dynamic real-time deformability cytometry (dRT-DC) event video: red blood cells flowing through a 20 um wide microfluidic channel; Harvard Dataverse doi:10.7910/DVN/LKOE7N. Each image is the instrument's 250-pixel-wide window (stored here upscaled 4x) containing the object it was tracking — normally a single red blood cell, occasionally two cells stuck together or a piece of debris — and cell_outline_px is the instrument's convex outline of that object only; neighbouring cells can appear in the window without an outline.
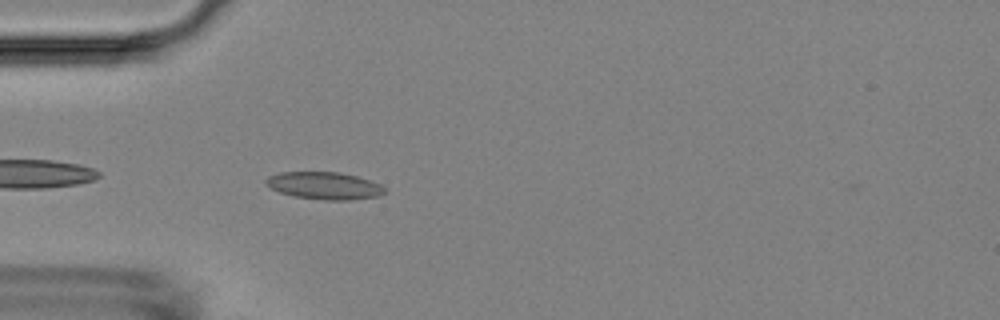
{"species": "Egyptian fruit bat (a non-hibernating species)", "species_latin": "Rousettus aegyptiacus", "temperature_condition": "room temperature", "stored_images_in_passage": 22, "camera_frame_rate_fps": 3000, "um_per_image_px": 0.085, "animal": {"sex": "female"}, "frame": {"image": 1, "passage_image": 1, "time_ms": 0.0, "image_size_px": [1000, 320], "cell_outline_px": [[388, 192], [380, 196], [352, 200], [324, 200], [296, 196], [280, 192], [264, 184], [264, 180], [268, 176], [280, 172], [340, 172], [356, 176], [380, 184]], "centroid_in_image_um": [27.59, 15.78], "position_along_channel_um": 57.4, "area_um2": 18.96}}
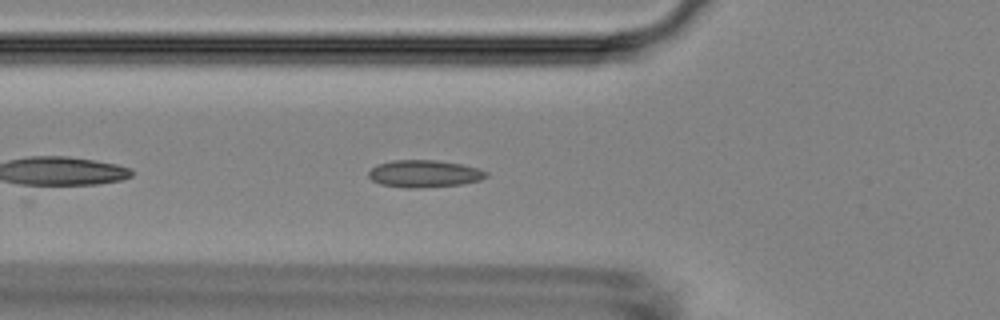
{"frame": {"image": 2, "passage_image": 4, "time_ms": 1.0, "image_size_px": [1000, 320], "cell_outline_px": [[488, 176], [480, 180], [460, 184], [416, 188], [404, 188], [380, 184], [372, 180], [368, 176], [368, 172], [376, 164], [392, 160], [436, 160], [460, 164], [476, 168], [488, 172]], "centroid_in_image_um": [36.02, 14.76], "position_along_channel_um": 89.8, "area_um2": 18.61}}